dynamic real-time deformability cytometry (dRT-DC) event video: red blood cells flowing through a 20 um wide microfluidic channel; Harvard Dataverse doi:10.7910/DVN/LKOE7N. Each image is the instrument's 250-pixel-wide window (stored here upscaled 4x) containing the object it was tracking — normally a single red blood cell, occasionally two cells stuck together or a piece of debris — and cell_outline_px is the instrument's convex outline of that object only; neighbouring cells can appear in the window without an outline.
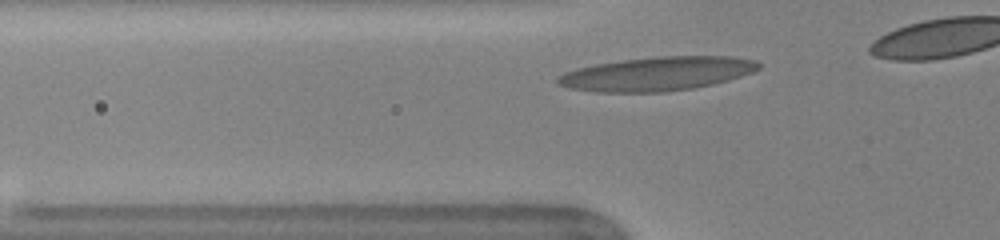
{"species": "human", "species_latin": "Homo sapiens", "temperature_condition": "warm", "stored_images_in_passage": 9, "camera_frame_rate_fps": 3000, "um_per_image_px": 0.085, "donor": {"sex": "female"}, "frame": {"image": 1, "passage_image": 3, "time_ms": 0.667, "image_size_px": [1000, 240], "cell_outline_px": [[760, 68], [752, 72], [728, 80], [712, 84], [692, 88], [664, 92], [596, 92], [568, 88], [556, 84], [556, 76], [564, 72], [576, 68], [596, 64], [624, 60], [660, 56], [728, 56], [756, 60], [760, 64]], "centroid_in_image_um": [55.8, 6.27], "position_along_channel_um": 70.0, "area_um2": 39.65}}